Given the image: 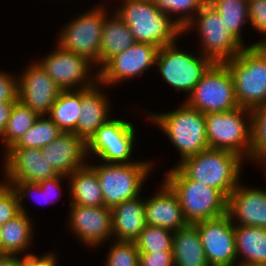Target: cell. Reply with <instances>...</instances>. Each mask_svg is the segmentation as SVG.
Masks as SVG:
<instances>
[{"instance_id":"39","label":"cell","mask_w":266,"mask_h":266,"mask_svg":"<svg viewBox=\"0 0 266 266\" xmlns=\"http://www.w3.org/2000/svg\"><path fill=\"white\" fill-rule=\"evenodd\" d=\"M18 78L0 71V103L18 101Z\"/></svg>"},{"instance_id":"28","label":"cell","mask_w":266,"mask_h":266,"mask_svg":"<svg viewBox=\"0 0 266 266\" xmlns=\"http://www.w3.org/2000/svg\"><path fill=\"white\" fill-rule=\"evenodd\" d=\"M33 225L28 214L18 215L1 226V255H19L30 246Z\"/></svg>"},{"instance_id":"3","label":"cell","mask_w":266,"mask_h":266,"mask_svg":"<svg viewBox=\"0 0 266 266\" xmlns=\"http://www.w3.org/2000/svg\"><path fill=\"white\" fill-rule=\"evenodd\" d=\"M234 82L239 107L253 110L266 104V46H248L224 62Z\"/></svg>"},{"instance_id":"34","label":"cell","mask_w":266,"mask_h":266,"mask_svg":"<svg viewBox=\"0 0 266 266\" xmlns=\"http://www.w3.org/2000/svg\"><path fill=\"white\" fill-rule=\"evenodd\" d=\"M174 232L157 226L146 225L134 241L139 252L172 250Z\"/></svg>"},{"instance_id":"43","label":"cell","mask_w":266,"mask_h":266,"mask_svg":"<svg viewBox=\"0 0 266 266\" xmlns=\"http://www.w3.org/2000/svg\"><path fill=\"white\" fill-rule=\"evenodd\" d=\"M68 178L67 176L64 175H59L50 179H46L44 181L39 182V186L41 189H46V197H47V203L51 202L53 203L54 201H52L49 197L57 195L56 193H58V190H62L61 189V181L62 179ZM51 195V196H50ZM52 198V197H51Z\"/></svg>"},{"instance_id":"26","label":"cell","mask_w":266,"mask_h":266,"mask_svg":"<svg viewBox=\"0 0 266 266\" xmlns=\"http://www.w3.org/2000/svg\"><path fill=\"white\" fill-rule=\"evenodd\" d=\"M235 245L238 265L266 266V228L235 225Z\"/></svg>"},{"instance_id":"8","label":"cell","mask_w":266,"mask_h":266,"mask_svg":"<svg viewBox=\"0 0 266 266\" xmlns=\"http://www.w3.org/2000/svg\"><path fill=\"white\" fill-rule=\"evenodd\" d=\"M183 29V33L194 30L197 27L201 39V54L209 58L213 63H224L237 56L245 47L227 29L221 15L208 3Z\"/></svg>"},{"instance_id":"42","label":"cell","mask_w":266,"mask_h":266,"mask_svg":"<svg viewBox=\"0 0 266 266\" xmlns=\"http://www.w3.org/2000/svg\"><path fill=\"white\" fill-rule=\"evenodd\" d=\"M57 264V258L52 252L39 257L32 253H27L21 258V266H56Z\"/></svg>"},{"instance_id":"10","label":"cell","mask_w":266,"mask_h":266,"mask_svg":"<svg viewBox=\"0 0 266 266\" xmlns=\"http://www.w3.org/2000/svg\"><path fill=\"white\" fill-rule=\"evenodd\" d=\"M199 56L182 51L174 42L159 49L156 64L167 84L190 95L203 74L213 64L203 54Z\"/></svg>"},{"instance_id":"45","label":"cell","mask_w":266,"mask_h":266,"mask_svg":"<svg viewBox=\"0 0 266 266\" xmlns=\"http://www.w3.org/2000/svg\"><path fill=\"white\" fill-rule=\"evenodd\" d=\"M0 266H21V257L18 255H0Z\"/></svg>"},{"instance_id":"9","label":"cell","mask_w":266,"mask_h":266,"mask_svg":"<svg viewBox=\"0 0 266 266\" xmlns=\"http://www.w3.org/2000/svg\"><path fill=\"white\" fill-rule=\"evenodd\" d=\"M185 103L203 114L239 107L234 82L224 63H213L196 84Z\"/></svg>"},{"instance_id":"19","label":"cell","mask_w":266,"mask_h":266,"mask_svg":"<svg viewBox=\"0 0 266 266\" xmlns=\"http://www.w3.org/2000/svg\"><path fill=\"white\" fill-rule=\"evenodd\" d=\"M227 214L234 225L266 228V191L239 183L228 196Z\"/></svg>"},{"instance_id":"24","label":"cell","mask_w":266,"mask_h":266,"mask_svg":"<svg viewBox=\"0 0 266 266\" xmlns=\"http://www.w3.org/2000/svg\"><path fill=\"white\" fill-rule=\"evenodd\" d=\"M105 17L99 51V70L115 55L128 49L136 41L129 27L116 14ZM109 18V19H108Z\"/></svg>"},{"instance_id":"16","label":"cell","mask_w":266,"mask_h":266,"mask_svg":"<svg viewBox=\"0 0 266 266\" xmlns=\"http://www.w3.org/2000/svg\"><path fill=\"white\" fill-rule=\"evenodd\" d=\"M18 100L40 115H48L62 89L38 62H32L18 78Z\"/></svg>"},{"instance_id":"21","label":"cell","mask_w":266,"mask_h":266,"mask_svg":"<svg viewBox=\"0 0 266 266\" xmlns=\"http://www.w3.org/2000/svg\"><path fill=\"white\" fill-rule=\"evenodd\" d=\"M160 191L145 199L146 224L177 231L189 223L185 219L176 193L164 181Z\"/></svg>"},{"instance_id":"4","label":"cell","mask_w":266,"mask_h":266,"mask_svg":"<svg viewBox=\"0 0 266 266\" xmlns=\"http://www.w3.org/2000/svg\"><path fill=\"white\" fill-rule=\"evenodd\" d=\"M164 181L178 196L188 223L213 219L227 213L228 198L218 189L189 179L177 166Z\"/></svg>"},{"instance_id":"2","label":"cell","mask_w":266,"mask_h":266,"mask_svg":"<svg viewBox=\"0 0 266 266\" xmlns=\"http://www.w3.org/2000/svg\"><path fill=\"white\" fill-rule=\"evenodd\" d=\"M237 153L208 148L202 152L177 162V167L191 180L220 190L227 198L240 183L243 165Z\"/></svg>"},{"instance_id":"1","label":"cell","mask_w":266,"mask_h":266,"mask_svg":"<svg viewBox=\"0 0 266 266\" xmlns=\"http://www.w3.org/2000/svg\"><path fill=\"white\" fill-rule=\"evenodd\" d=\"M113 12L129 27L136 42L161 48L183 34L175 19L162 13L154 0H122L121 7Z\"/></svg>"},{"instance_id":"30","label":"cell","mask_w":266,"mask_h":266,"mask_svg":"<svg viewBox=\"0 0 266 266\" xmlns=\"http://www.w3.org/2000/svg\"><path fill=\"white\" fill-rule=\"evenodd\" d=\"M39 115L21 101H16L12 107L10 118L0 139L5 150L15 145L25 132L30 129Z\"/></svg>"},{"instance_id":"11","label":"cell","mask_w":266,"mask_h":266,"mask_svg":"<svg viewBox=\"0 0 266 266\" xmlns=\"http://www.w3.org/2000/svg\"><path fill=\"white\" fill-rule=\"evenodd\" d=\"M102 6H95L86 13L67 23L57 37L58 45L92 61L99 67V51L102 29L108 12ZM69 24V25H68Z\"/></svg>"},{"instance_id":"47","label":"cell","mask_w":266,"mask_h":266,"mask_svg":"<svg viewBox=\"0 0 266 266\" xmlns=\"http://www.w3.org/2000/svg\"><path fill=\"white\" fill-rule=\"evenodd\" d=\"M236 266H261V265H248V264H243V265H236Z\"/></svg>"},{"instance_id":"41","label":"cell","mask_w":266,"mask_h":266,"mask_svg":"<svg viewBox=\"0 0 266 266\" xmlns=\"http://www.w3.org/2000/svg\"><path fill=\"white\" fill-rule=\"evenodd\" d=\"M140 266H174V256L172 250H162L161 252H139Z\"/></svg>"},{"instance_id":"14","label":"cell","mask_w":266,"mask_h":266,"mask_svg":"<svg viewBox=\"0 0 266 266\" xmlns=\"http://www.w3.org/2000/svg\"><path fill=\"white\" fill-rule=\"evenodd\" d=\"M210 266H236L235 225L228 214L193 223Z\"/></svg>"},{"instance_id":"46","label":"cell","mask_w":266,"mask_h":266,"mask_svg":"<svg viewBox=\"0 0 266 266\" xmlns=\"http://www.w3.org/2000/svg\"><path fill=\"white\" fill-rule=\"evenodd\" d=\"M1 224H0V255H1Z\"/></svg>"},{"instance_id":"17","label":"cell","mask_w":266,"mask_h":266,"mask_svg":"<svg viewBox=\"0 0 266 266\" xmlns=\"http://www.w3.org/2000/svg\"><path fill=\"white\" fill-rule=\"evenodd\" d=\"M4 154V176L8 184L39 183L59 176L42 154L41 148H9Z\"/></svg>"},{"instance_id":"7","label":"cell","mask_w":266,"mask_h":266,"mask_svg":"<svg viewBox=\"0 0 266 266\" xmlns=\"http://www.w3.org/2000/svg\"><path fill=\"white\" fill-rule=\"evenodd\" d=\"M151 161L129 164L103 163L90 165L97 173L104 205L109 208L140 195L143 182L153 169Z\"/></svg>"},{"instance_id":"40","label":"cell","mask_w":266,"mask_h":266,"mask_svg":"<svg viewBox=\"0 0 266 266\" xmlns=\"http://www.w3.org/2000/svg\"><path fill=\"white\" fill-rule=\"evenodd\" d=\"M12 189L16 192L18 201H19V208L20 211L27 214L26 208L22 203L23 198L27 196H31L33 194H39L40 198H44V201L47 200L46 197V189H41L39 183H31V182H11L9 184ZM47 203V201H45ZM45 203V204H46Z\"/></svg>"},{"instance_id":"6","label":"cell","mask_w":266,"mask_h":266,"mask_svg":"<svg viewBox=\"0 0 266 266\" xmlns=\"http://www.w3.org/2000/svg\"><path fill=\"white\" fill-rule=\"evenodd\" d=\"M204 115L209 148L228 150L244 159L251 158V110L237 107Z\"/></svg>"},{"instance_id":"13","label":"cell","mask_w":266,"mask_h":266,"mask_svg":"<svg viewBox=\"0 0 266 266\" xmlns=\"http://www.w3.org/2000/svg\"><path fill=\"white\" fill-rule=\"evenodd\" d=\"M135 132L131 122L111 118L86 142L87 157L94 154L103 163H132L129 160L136 139Z\"/></svg>"},{"instance_id":"32","label":"cell","mask_w":266,"mask_h":266,"mask_svg":"<svg viewBox=\"0 0 266 266\" xmlns=\"http://www.w3.org/2000/svg\"><path fill=\"white\" fill-rule=\"evenodd\" d=\"M64 132L47 116L40 115L33 126L10 148H43Z\"/></svg>"},{"instance_id":"5","label":"cell","mask_w":266,"mask_h":266,"mask_svg":"<svg viewBox=\"0 0 266 266\" xmlns=\"http://www.w3.org/2000/svg\"><path fill=\"white\" fill-rule=\"evenodd\" d=\"M148 117L164 131L172 145L179 151L181 156L179 163L209 148L205 115L185 102L174 111L149 113Z\"/></svg>"},{"instance_id":"20","label":"cell","mask_w":266,"mask_h":266,"mask_svg":"<svg viewBox=\"0 0 266 266\" xmlns=\"http://www.w3.org/2000/svg\"><path fill=\"white\" fill-rule=\"evenodd\" d=\"M41 151L59 175L68 176L87 164L86 142L75 133L64 132Z\"/></svg>"},{"instance_id":"33","label":"cell","mask_w":266,"mask_h":266,"mask_svg":"<svg viewBox=\"0 0 266 266\" xmlns=\"http://www.w3.org/2000/svg\"><path fill=\"white\" fill-rule=\"evenodd\" d=\"M251 159L266 166V104L251 110Z\"/></svg>"},{"instance_id":"23","label":"cell","mask_w":266,"mask_h":266,"mask_svg":"<svg viewBox=\"0 0 266 266\" xmlns=\"http://www.w3.org/2000/svg\"><path fill=\"white\" fill-rule=\"evenodd\" d=\"M112 238L134 242L146 224L145 200L136 197L111 208Z\"/></svg>"},{"instance_id":"27","label":"cell","mask_w":266,"mask_h":266,"mask_svg":"<svg viewBox=\"0 0 266 266\" xmlns=\"http://www.w3.org/2000/svg\"><path fill=\"white\" fill-rule=\"evenodd\" d=\"M71 201L69 204L81 206H104V198L96 171L90 164L75 170L67 176Z\"/></svg>"},{"instance_id":"38","label":"cell","mask_w":266,"mask_h":266,"mask_svg":"<svg viewBox=\"0 0 266 266\" xmlns=\"http://www.w3.org/2000/svg\"><path fill=\"white\" fill-rule=\"evenodd\" d=\"M249 23L257 30V32L264 35L257 43L250 46H266V0H251L248 2Z\"/></svg>"},{"instance_id":"35","label":"cell","mask_w":266,"mask_h":266,"mask_svg":"<svg viewBox=\"0 0 266 266\" xmlns=\"http://www.w3.org/2000/svg\"><path fill=\"white\" fill-rule=\"evenodd\" d=\"M154 2L158 9L170 18L173 14H180L175 22L183 30L194 16L196 17V14L207 3V0H154Z\"/></svg>"},{"instance_id":"18","label":"cell","mask_w":266,"mask_h":266,"mask_svg":"<svg viewBox=\"0 0 266 266\" xmlns=\"http://www.w3.org/2000/svg\"><path fill=\"white\" fill-rule=\"evenodd\" d=\"M70 205L69 224L73 234L82 243L91 247L98 246L112 236L111 208L104 206Z\"/></svg>"},{"instance_id":"25","label":"cell","mask_w":266,"mask_h":266,"mask_svg":"<svg viewBox=\"0 0 266 266\" xmlns=\"http://www.w3.org/2000/svg\"><path fill=\"white\" fill-rule=\"evenodd\" d=\"M172 244L174 266H210L194 224L174 231Z\"/></svg>"},{"instance_id":"31","label":"cell","mask_w":266,"mask_h":266,"mask_svg":"<svg viewBox=\"0 0 266 266\" xmlns=\"http://www.w3.org/2000/svg\"><path fill=\"white\" fill-rule=\"evenodd\" d=\"M223 18L227 29L244 44L241 36L242 26L249 21L247 0H207Z\"/></svg>"},{"instance_id":"36","label":"cell","mask_w":266,"mask_h":266,"mask_svg":"<svg viewBox=\"0 0 266 266\" xmlns=\"http://www.w3.org/2000/svg\"><path fill=\"white\" fill-rule=\"evenodd\" d=\"M106 266H139L140 253L135 242L115 241L113 238Z\"/></svg>"},{"instance_id":"15","label":"cell","mask_w":266,"mask_h":266,"mask_svg":"<svg viewBox=\"0 0 266 266\" xmlns=\"http://www.w3.org/2000/svg\"><path fill=\"white\" fill-rule=\"evenodd\" d=\"M159 47L135 42L122 53L112 57L100 70L99 82L103 86L116 85L141 75L156 64Z\"/></svg>"},{"instance_id":"44","label":"cell","mask_w":266,"mask_h":266,"mask_svg":"<svg viewBox=\"0 0 266 266\" xmlns=\"http://www.w3.org/2000/svg\"><path fill=\"white\" fill-rule=\"evenodd\" d=\"M15 102L0 103V135L5 130L10 118V113Z\"/></svg>"},{"instance_id":"29","label":"cell","mask_w":266,"mask_h":266,"mask_svg":"<svg viewBox=\"0 0 266 266\" xmlns=\"http://www.w3.org/2000/svg\"><path fill=\"white\" fill-rule=\"evenodd\" d=\"M81 89L62 90L47 115L63 132L73 133L80 116Z\"/></svg>"},{"instance_id":"12","label":"cell","mask_w":266,"mask_h":266,"mask_svg":"<svg viewBox=\"0 0 266 266\" xmlns=\"http://www.w3.org/2000/svg\"><path fill=\"white\" fill-rule=\"evenodd\" d=\"M55 49L38 63L62 90L90 88L99 83V71L95 76L89 74L91 66L96 67L92 61L58 44Z\"/></svg>"},{"instance_id":"37","label":"cell","mask_w":266,"mask_h":266,"mask_svg":"<svg viewBox=\"0 0 266 266\" xmlns=\"http://www.w3.org/2000/svg\"><path fill=\"white\" fill-rule=\"evenodd\" d=\"M20 212L17 194L4 179L0 182V224H5Z\"/></svg>"},{"instance_id":"22","label":"cell","mask_w":266,"mask_h":266,"mask_svg":"<svg viewBox=\"0 0 266 266\" xmlns=\"http://www.w3.org/2000/svg\"><path fill=\"white\" fill-rule=\"evenodd\" d=\"M100 85L99 82L90 88L81 89V113L77 121L76 130L73 133L85 142L111 119L109 117L110 100L99 88Z\"/></svg>"}]
</instances>
